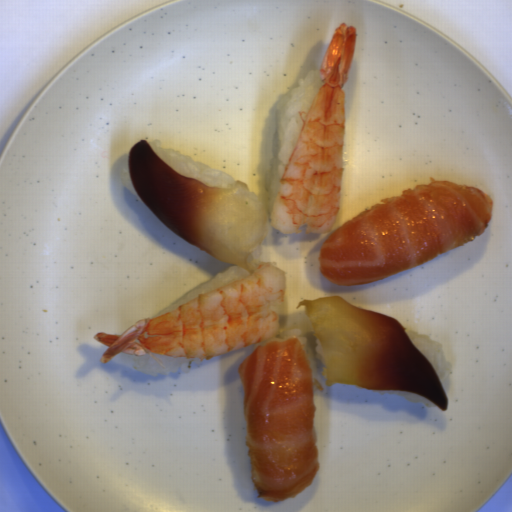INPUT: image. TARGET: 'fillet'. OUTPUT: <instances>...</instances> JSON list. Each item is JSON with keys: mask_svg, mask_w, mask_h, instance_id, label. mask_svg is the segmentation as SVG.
Returning a JSON list of instances; mask_svg holds the SVG:
<instances>
[{"mask_svg": "<svg viewBox=\"0 0 512 512\" xmlns=\"http://www.w3.org/2000/svg\"><path fill=\"white\" fill-rule=\"evenodd\" d=\"M493 205L474 186L419 184L348 219L320 246L319 271L341 286L410 270L483 234Z\"/></svg>", "mask_w": 512, "mask_h": 512, "instance_id": "fillet-1", "label": "fillet"}, {"mask_svg": "<svg viewBox=\"0 0 512 512\" xmlns=\"http://www.w3.org/2000/svg\"><path fill=\"white\" fill-rule=\"evenodd\" d=\"M245 444L258 498L279 502L310 487L320 459L312 365L297 337L259 345L237 368Z\"/></svg>", "mask_w": 512, "mask_h": 512, "instance_id": "fillet-2", "label": "fillet"}, {"mask_svg": "<svg viewBox=\"0 0 512 512\" xmlns=\"http://www.w3.org/2000/svg\"><path fill=\"white\" fill-rule=\"evenodd\" d=\"M131 183L146 207L171 232L217 260L241 267L267 235L268 210L246 183L210 188L180 175L147 140L128 153Z\"/></svg>", "mask_w": 512, "mask_h": 512, "instance_id": "fillet-3", "label": "fillet"}, {"mask_svg": "<svg viewBox=\"0 0 512 512\" xmlns=\"http://www.w3.org/2000/svg\"><path fill=\"white\" fill-rule=\"evenodd\" d=\"M320 340L325 386L406 391L442 411L449 402L438 374L391 316L352 305L339 295L299 301Z\"/></svg>", "mask_w": 512, "mask_h": 512, "instance_id": "fillet-4", "label": "fillet"}]
</instances>
